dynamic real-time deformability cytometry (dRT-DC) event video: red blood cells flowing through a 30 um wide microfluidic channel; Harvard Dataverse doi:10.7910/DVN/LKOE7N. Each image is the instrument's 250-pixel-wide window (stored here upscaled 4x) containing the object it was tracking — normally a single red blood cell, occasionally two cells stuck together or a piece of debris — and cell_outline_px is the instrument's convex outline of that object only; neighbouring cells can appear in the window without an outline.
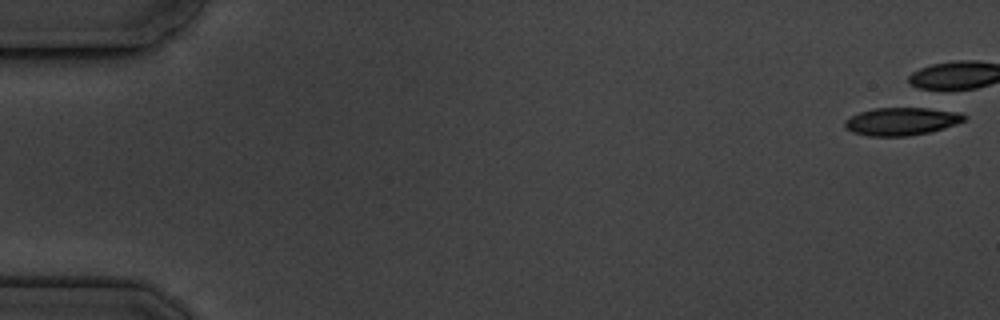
{"species": "common noctule bat (a hibernating species)", "species_latin": "Nyctalus noctula", "temperature_condition": "cold", "stored_images_in_passage": 7, "camera_frame_rate_fps": 3000, "um_per_image_px": 0.085, "animal": {"sex": "male", "body_mass_g": 19.5, "forearm_length_mm": 54.6}, "frame": {"image": 1, "passage_image": 1, "time_ms": 0.0, "image_size_px": [1000, 320], "cell_outline_px": [[968, 116], [964, 120], [956, 124], [944, 128], [928, 132], [908, 136], [868, 136], [852, 132], [844, 128], [844, 120], [860, 112], [872, 108], [916, 104], [920, 104], [960, 112]], "centroid_in_image_um": [76.68, 10.24], "position_along_channel_um": 8.3, "area_um2": 20.63}}